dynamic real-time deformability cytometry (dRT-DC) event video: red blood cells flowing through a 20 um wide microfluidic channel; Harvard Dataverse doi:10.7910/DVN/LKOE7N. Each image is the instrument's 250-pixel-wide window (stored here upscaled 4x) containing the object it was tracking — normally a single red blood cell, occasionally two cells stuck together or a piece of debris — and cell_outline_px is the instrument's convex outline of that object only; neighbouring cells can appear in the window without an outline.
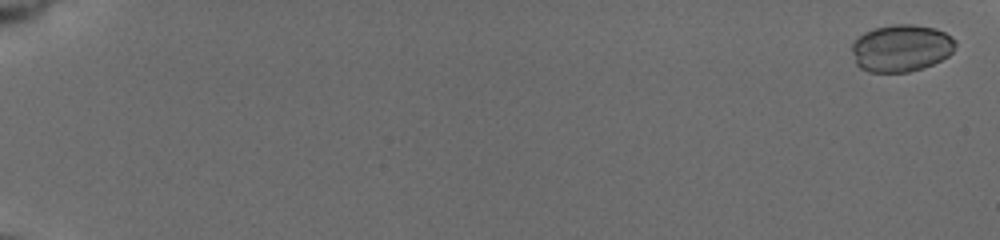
{"species": "common noctule bat (a hibernating species)", "species_latin": "Nyctalus noctula", "temperature_condition": "cold", "stored_images_in_passage": 26, "camera_frame_rate_fps": 3000, "um_per_image_px": 0.085, "animal": {"sex": "female", "body_mass_g": 19.5, "forearm_length_mm": 54.1}, "frame": {"image": 1, "passage_image": 2, "time_ms": 0.333, "image_size_px": [1000, 240], "cell_outline_px": [[956, 44], [952, 52], [948, 56], [932, 64], [908, 72], [868, 72], [860, 68], [856, 64], [852, 52], [852, 44], [864, 32], [872, 28], [892, 24], [912, 24], [936, 28], [944, 32], [956, 40]], "centroid_in_image_um": [76.59, 4.08], "position_along_channel_um": 8.4, "area_um2": 28.5}}
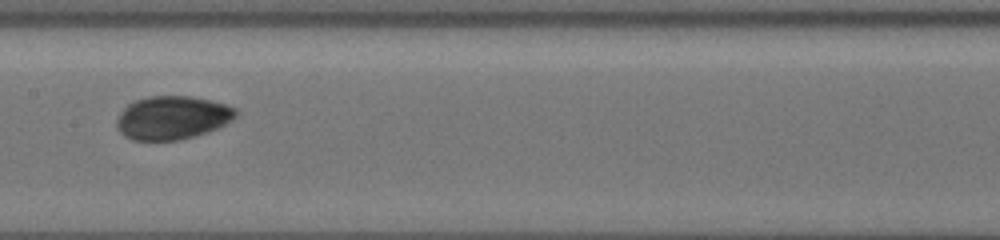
{"frame": {"image": 2, "passage_image": 15, "time_ms": 10.667, "image_size_px": [1000, 240], "cell_outline_px": [[240, 112], [232, 120], [208, 132], [180, 140], [132, 140], [124, 136], [120, 132], [116, 124], [116, 120], [120, 112], [128, 104], [136, 100], [148, 96], [192, 96], [212, 100], [228, 104], [236, 108]], "centroid_in_image_um": [14.67, 9.99], "position_along_channel_um": 192.7, "area_um2": 30.4}}
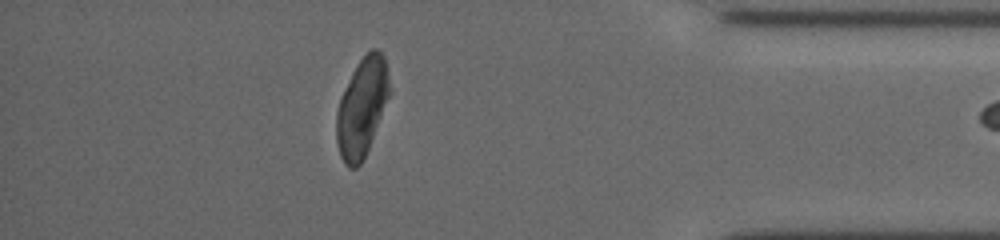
{"frame": {"image": 3, "passage_image": 24, "time_ms": 17.0, "image_size_px": [1000, 240], "cell_outline_px": [[388, 96], [368, 148], [360, 164], [356, 168], [348, 168], [344, 164], [340, 156], [336, 140], [336, 112], [340, 100], [352, 72], [360, 60], [372, 48], [376, 48], [384, 56], [388, 76]], "centroid_in_image_um": [30.72, 9.15], "position_along_channel_um": 404.5, "area_um2": 29.54}}